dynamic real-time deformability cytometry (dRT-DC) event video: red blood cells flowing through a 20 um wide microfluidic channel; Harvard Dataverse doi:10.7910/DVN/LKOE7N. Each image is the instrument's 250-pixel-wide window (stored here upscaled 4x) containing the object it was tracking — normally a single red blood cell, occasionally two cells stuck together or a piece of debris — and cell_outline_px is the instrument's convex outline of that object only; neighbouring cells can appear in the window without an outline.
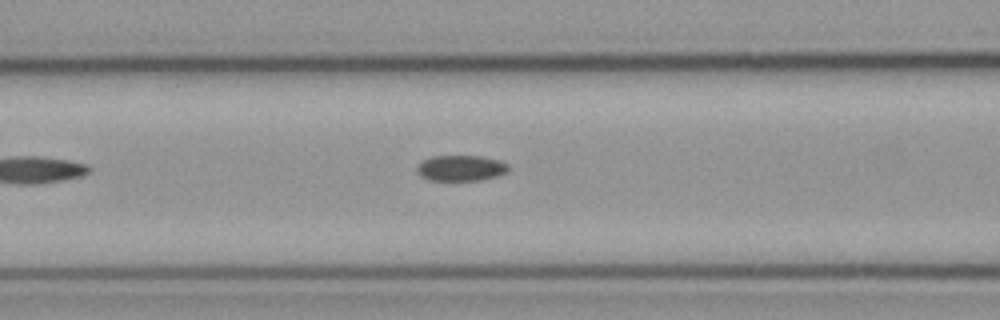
{"species": "common noctule bat (a hibernating species)", "species_latin": "Nyctalus noctula", "temperature_condition": "cold", "stored_images_in_passage": 7, "camera_frame_rate_fps": 3000, "um_per_image_px": 0.085, "animal": {"sex": "male", "body_mass_g": 23.1, "forearm_length_mm": 52.7}, "frame": {"image": 1, "passage_image": 7, "time_ms": 2.0, "image_size_px": [1000, 320], "cell_outline_px": [[508, 172], [500, 176], [480, 180], [428, 180], [420, 176], [416, 172], [416, 168], [424, 160], [432, 156], [480, 156], [500, 160], [508, 164]], "centroid_in_image_um": [39.2, 14.29], "position_along_channel_um": 127.4, "area_um2": 13.81}}